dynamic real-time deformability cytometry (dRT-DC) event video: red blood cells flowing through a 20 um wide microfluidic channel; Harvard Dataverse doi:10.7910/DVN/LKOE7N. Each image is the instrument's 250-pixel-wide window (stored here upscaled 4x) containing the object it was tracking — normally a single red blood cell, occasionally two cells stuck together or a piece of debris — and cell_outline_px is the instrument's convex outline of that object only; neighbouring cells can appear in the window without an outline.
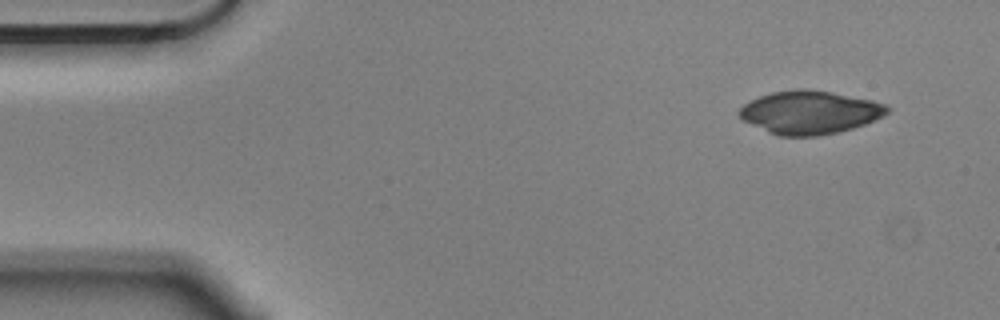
{"species": "Egyptian fruit bat (a non-hibernating species)", "species_latin": "Rousettus aegyptiacus", "temperature_condition": "cold", "stored_images_in_passage": 3, "camera_frame_rate_fps": 3000, "um_per_image_px": 0.085, "animal": {"sex": "male"}, "frame": {"image": 1, "passage_image": 1, "time_ms": 0.0, "image_size_px": [1000, 320], "cell_outline_px": [[892, 108], [884, 116], [864, 124], [852, 128], [820, 136], [780, 136], [768, 132], [744, 120], [736, 112], [744, 104], [760, 96], [772, 92], [796, 88], [804, 88], [832, 92], [872, 100], [884, 104]], "centroid_in_image_um": [68.84, 9.54], "position_along_channel_um": 16.2, "area_um2": 37.17}}